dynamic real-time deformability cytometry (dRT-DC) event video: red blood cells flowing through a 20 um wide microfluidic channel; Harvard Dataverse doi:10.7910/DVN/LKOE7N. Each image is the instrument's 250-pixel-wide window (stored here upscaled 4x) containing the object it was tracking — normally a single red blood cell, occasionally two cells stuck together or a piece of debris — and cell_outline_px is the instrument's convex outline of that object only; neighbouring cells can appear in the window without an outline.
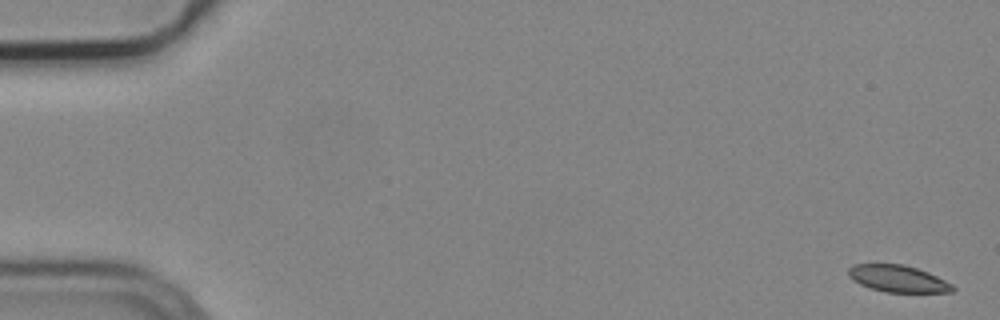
{"species": "common noctule bat (a hibernating species)", "species_latin": "Nyctalus noctula", "temperature_condition": "cold", "stored_images_in_passage": 5, "camera_frame_rate_fps": 3000, "um_per_image_px": 0.085, "animal": {"sex": "male", "body_mass_g": 19.2, "forearm_length_mm": 51.8}, "frame": {"image": 1, "passage_image": 1, "time_ms": 0.0, "image_size_px": [1000, 320], "cell_outline_px": [[956, 288], [952, 292], [888, 292], [872, 288], [860, 284], [848, 276], [848, 268], [852, 264], [904, 264], [928, 272], [952, 284]], "centroid_in_image_um": [76.32, 23.68], "position_along_channel_um": 8.7, "area_um2": 16.18}}
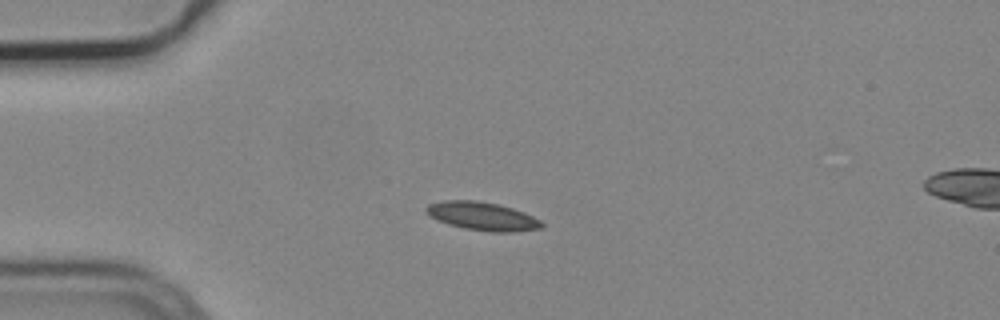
{"frame": {"image": 2, "passage_image": 4, "time_ms": 1.0, "image_size_px": [1000, 320], "cell_outline_px": [[544, 228], [512, 232], [492, 232], [464, 228], [448, 224], [428, 216], [424, 212], [424, 208], [428, 204], [444, 200], [476, 200], [496, 204], [512, 208], [524, 212], [540, 220], [544, 224]], "centroid_in_image_um": [40.97, 18.38], "position_along_channel_um": 44.0, "area_um2": 19.19}}